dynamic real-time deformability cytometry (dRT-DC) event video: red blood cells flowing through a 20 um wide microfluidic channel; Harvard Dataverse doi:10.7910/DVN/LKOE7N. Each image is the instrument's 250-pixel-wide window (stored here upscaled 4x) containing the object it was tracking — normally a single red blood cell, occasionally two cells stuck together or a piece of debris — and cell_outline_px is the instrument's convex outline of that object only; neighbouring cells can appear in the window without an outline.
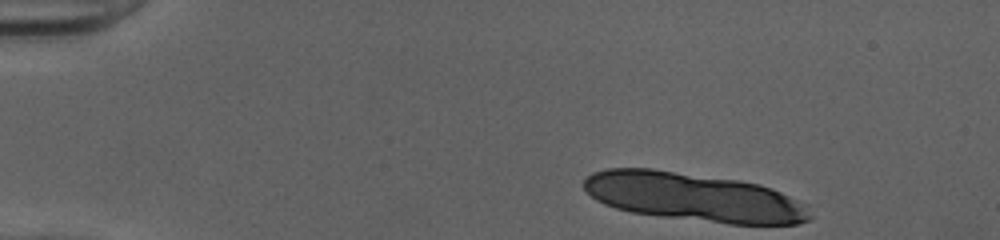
{"species": "human", "species_latin": "Homo sapiens", "temperature_condition": "cold", "stored_images_in_passage": 9, "camera_frame_rate_fps": 3000, "um_per_image_px": 0.085, "donor": {"sex": "female"}, "frame": {"image": 1, "passage_image": 1, "time_ms": 0.0, "image_size_px": [1000, 240], "cell_outline_px": [[812, 216], [808, 220], [796, 224], [728, 224], [660, 216], [632, 212], [616, 208], [604, 204], [596, 200], [584, 188], [584, 180], [592, 172], [604, 168], [652, 168], [736, 180], [760, 184], [772, 188], [796, 200]], "centroid_in_image_um": [58.91, 16.74], "position_along_channel_um": 26.1, "area_um2": 63.46}}